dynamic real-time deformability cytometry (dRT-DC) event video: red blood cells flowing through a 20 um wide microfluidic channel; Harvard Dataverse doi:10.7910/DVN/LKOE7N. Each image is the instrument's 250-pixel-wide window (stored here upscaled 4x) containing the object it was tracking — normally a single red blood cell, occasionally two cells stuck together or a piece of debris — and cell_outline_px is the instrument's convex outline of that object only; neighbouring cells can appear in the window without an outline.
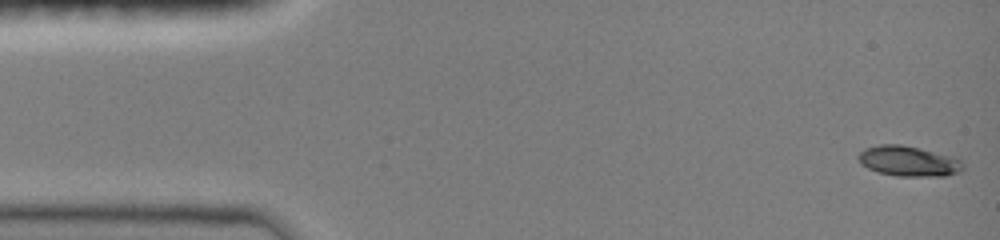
{"species": "common noctule bat (a hibernating species)", "species_latin": "Nyctalus noctula", "temperature_condition": "room temperature", "stored_images_in_passage": 34, "camera_frame_rate_fps": 3000, "um_per_image_px": 0.085, "animal": {"sex": "female", "body_mass_g": 19.0, "forearm_length_mm": 51.5}, "frame": {"image": 1, "passage_image": 1, "time_ms": 0.0, "image_size_px": [1000, 240], "cell_outline_px": [[964, 168], [960, 172], [944, 176], [896, 176], [876, 172], [860, 164], [856, 156], [864, 148], [880, 144], [900, 144], [920, 148], [956, 156], [964, 164]], "centroid_in_image_um": [77.23, 13.69], "position_along_channel_um": 7.8, "area_um2": 18.9}}
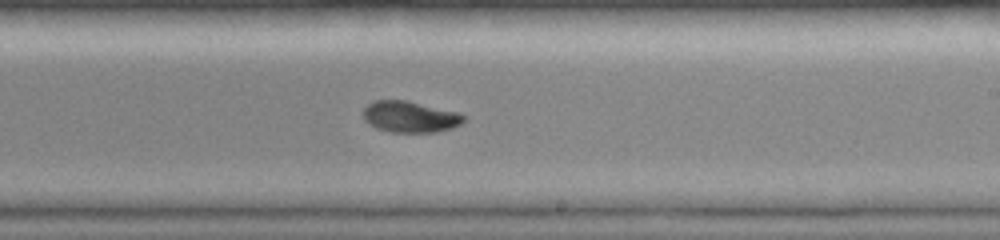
{"frame": {"image": 2, "passage_image": 15, "time_ms": 9.0, "image_size_px": [1000, 240], "cell_outline_px": [[464, 120], [460, 124], [452, 128], [436, 132], [392, 132], [376, 128], [368, 124], [364, 120], [364, 108], [372, 100], [404, 100], [460, 112], [464, 116]], "centroid_in_image_um": [34.84, 9.92], "position_along_channel_um": 254.2, "area_um2": 18.32}}
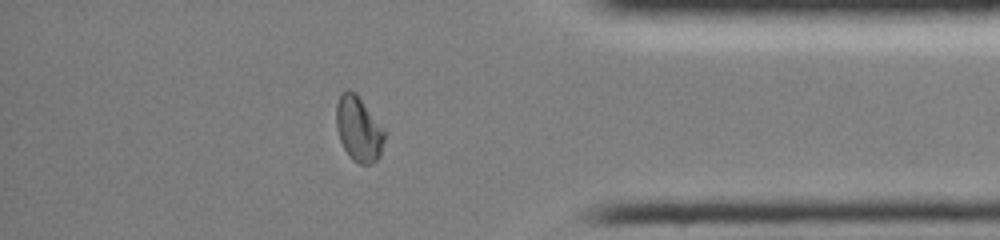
{"frame": {"image": 3, "passage_image": 25, "time_ms": 13.0, "image_size_px": [1000, 240], "cell_outline_px": [[388, 132], [380, 156], [372, 164], [360, 164], [352, 160], [344, 148], [340, 140], [336, 128], [336, 104], [340, 92], [348, 88], [356, 92]], "centroid_in_image_um": [30.51, 10.93], "position_along_channel_um": 404.7, "area_um2": 18.96}, "authors_computed_cell_mechanics": {"area_um2": 18.4671, "velocity_mm_per_s": 4.0735, "shape_relaxation_time_tau1_ms": 4.3649, "shape_relaxation_time_tau2_ms": 5.0364, "deformation_change_tau1": 0.1916, "deformation_change_tau2": 0.0501}}